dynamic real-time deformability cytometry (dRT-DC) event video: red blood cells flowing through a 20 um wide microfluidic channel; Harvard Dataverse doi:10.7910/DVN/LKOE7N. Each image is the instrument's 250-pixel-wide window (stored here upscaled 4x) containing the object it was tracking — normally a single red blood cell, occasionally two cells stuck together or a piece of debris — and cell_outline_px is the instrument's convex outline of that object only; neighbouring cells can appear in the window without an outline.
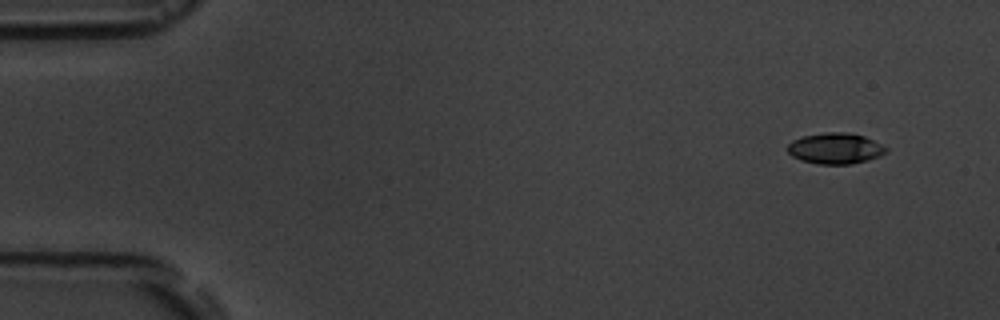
{"species": "common noctule bat (a hibernating species)", "species_latin": "Nyctalus noctula", "temperature_condition": "room temperature", "stored_images_in_passage": 5, "camera_frame_rate_fps": 3000, "um_per_image_px": 0.085, "animal": {"sex": "male", "body_mass_g": 19.5, "forearm_length_mm": 54.6}, "frame": {"image": 1, "passage_image": 1, "time_ms": 0.0, "image_size_px": [1000, 320], "cell_outline_px": [[888, 152], [880, 156], [868, 160], [852, 164], [820, 164], [800, 160], [792, 156], [784, 148], [792, 140], [804, 136], [824, 132], [844, 132], [864, 136], [888, 148]], "centroid_in_image_um": [70.98, 12.62], "position_along_channel_um": 14.0, "area_um2": 17.86}}